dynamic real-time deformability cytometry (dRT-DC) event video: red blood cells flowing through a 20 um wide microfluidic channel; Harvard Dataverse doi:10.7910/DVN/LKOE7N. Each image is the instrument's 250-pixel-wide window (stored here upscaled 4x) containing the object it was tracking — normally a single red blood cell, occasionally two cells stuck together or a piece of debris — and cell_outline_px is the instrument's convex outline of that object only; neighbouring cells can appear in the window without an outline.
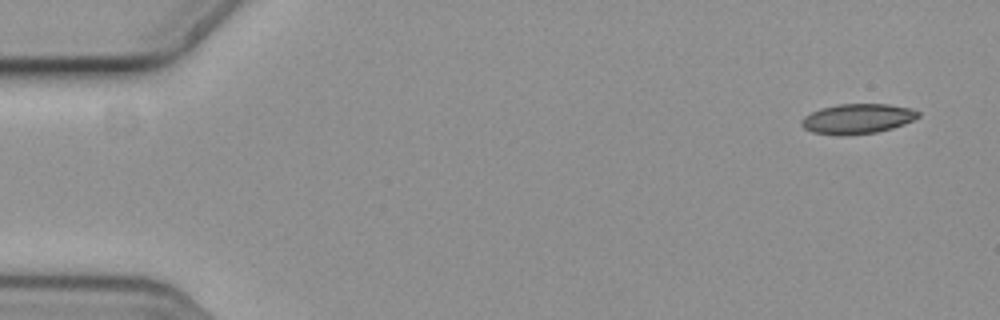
{"species": "common noctule bat (a hibernating species)", "species_latin": "Nyctalus noctula", "temperature_condition": "cold", "stored_images_in_passage": 3, "camera_frame_rate_fps": 3000, "um_per_image_px": 0.085, "animal": {"sex": "female", "body_mass_g": 19.3, "forearm_length_mm": 54.1}, "frame": {"image": 1, "passage_image": 1, "time_ms": 0.0, "image_size_px": [1000, 320], "cell_outline_px": [[920, 116], [904, 124], [892, 128], [876, 132], [848, 136], [836, 136], [812, 132], [804, 128], [800, 124], [800, 120], [804, 116], [820, 108], [840, 104], [888, 104], [912, 108], [920, 112]], "centroid_in_image_um": [72.86, 10.1], "position_along_channel_um": 12.1, "area_um2": 20.63}}